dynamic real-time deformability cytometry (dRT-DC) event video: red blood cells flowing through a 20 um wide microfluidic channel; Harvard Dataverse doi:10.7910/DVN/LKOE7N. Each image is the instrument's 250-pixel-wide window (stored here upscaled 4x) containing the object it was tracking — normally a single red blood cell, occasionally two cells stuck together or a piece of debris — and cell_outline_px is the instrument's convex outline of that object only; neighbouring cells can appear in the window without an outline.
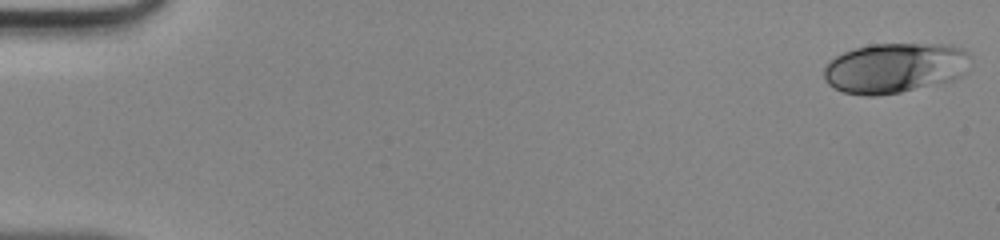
{"species": "human", "species_latin": "Homo sapiens", "temperature_condition": "room temperature", "stored_images_in_passage": 47, "camera_frame_rate_fps": 3000, "um_per_image_px": 0.085, "donor": {"sex": "male"}, "frame": {"image": 1, "passage_image": 1, "time_ms": 0.0, "image_size_px": [1000, 240], "cell_outline_px": [[968, 72], [964, 76], [952, 80], [900, 92], [876, 96], [864, 96], [844, 92], [832, 88], [824, 80], [824, 68], [836, 56], [844, 52], [868, 44], [952, 44], [964, 48], [968, 52]], "centroid_in_image_um": [76.09, 5.77], "position_along_channel_um": 8.9, "area_um2": 43.12}}
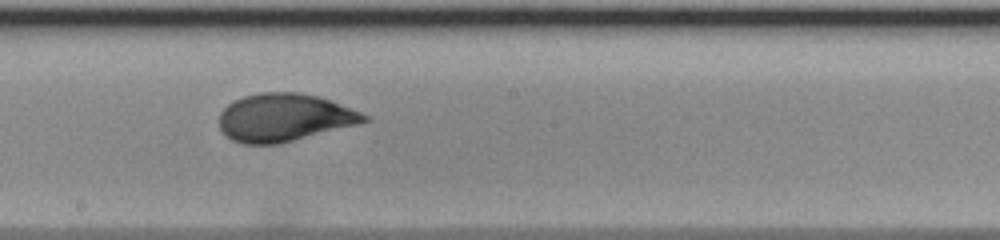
{"frame": {"image": 2, "passage_image": 27, "time_ms": 8.667, "image_size_px": [1000, 240], "cell_outline_px": [[372, 120], [280, 144], [244, 144], [232, 140], [220, 128], [220, 112], [228, 104], [244, 96], [260, 92], [300, 92], [320, 96], [360, 112], [368, 116]], "centroid_in_image_um": [24.17, 9.99], "position_along_channel_um": 224.0, "area_um2": 40.23}}
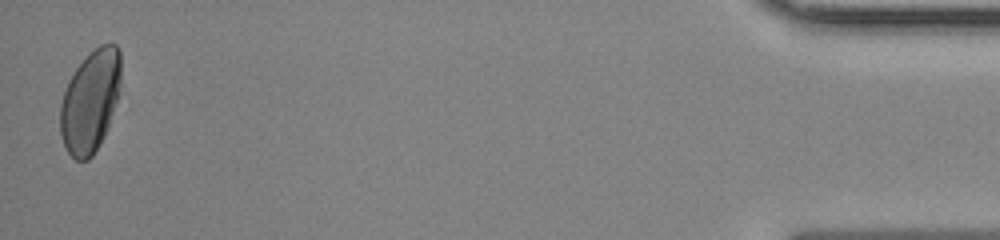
{"frame": {"image": 3, "passage_image": 47, "time_ms": 15.333, "image_size_px": [1000, 240], "cell_outline_px": [[120, 84], [116, 100], [108, 128], [100, 144], [92, 156], [88, 160], [76, 160], [68, 152], [64, 144], [60, 132], [60, 104], [68, 80], [76, 68], [100, 44], [116, 44], [120, 48]], "centroid_in_image_um": [7.67, 8.62], "position_along_channel_um": 427.5, "area_um2": 35.78}}